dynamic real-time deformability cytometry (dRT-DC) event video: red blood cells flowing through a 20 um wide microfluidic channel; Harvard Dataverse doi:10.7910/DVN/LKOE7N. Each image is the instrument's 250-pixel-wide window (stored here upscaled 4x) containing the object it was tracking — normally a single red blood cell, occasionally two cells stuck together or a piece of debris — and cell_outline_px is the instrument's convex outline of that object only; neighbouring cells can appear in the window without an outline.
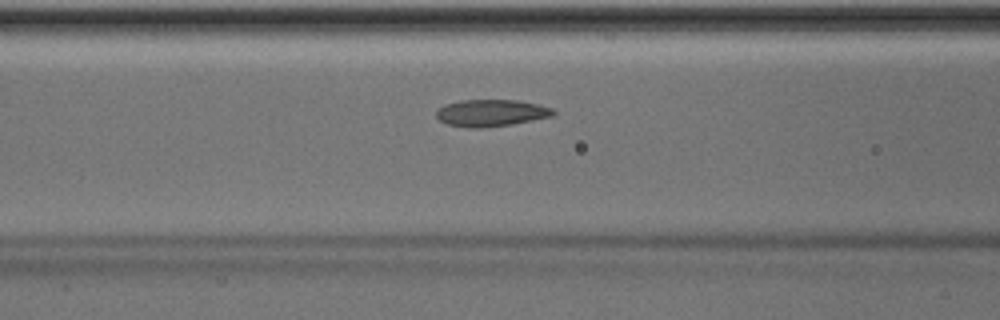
{"species": "Egyptian fruit bat (a non-hibernating species)", "species_latin": "Rousettus aegyptiacus", "temperature_condition": "room temperature", "stored_images_in_passage": 41, "camera_frame_rate_fps": 3000, "um_per_image_px": 0.085, "animal": {"sex": "male"}, "frame": {"image": 1, "passage_image": 11, "time_ms": 3.333, "image_size_px": [1000, 320], "cell_outline_px": [[556, 112], [552, 116], [512, 124], [480, 128], [468, 128], [448, 124], [440, 120], [436, 116], [436, 112], [444, 104], [460, 100], [516, 100], [540, 104], [552, 108]], "centroid_in_image_um": [41.75, 9.59], "position_along_channel_um": 124.9, "area_um2": 18.32}}
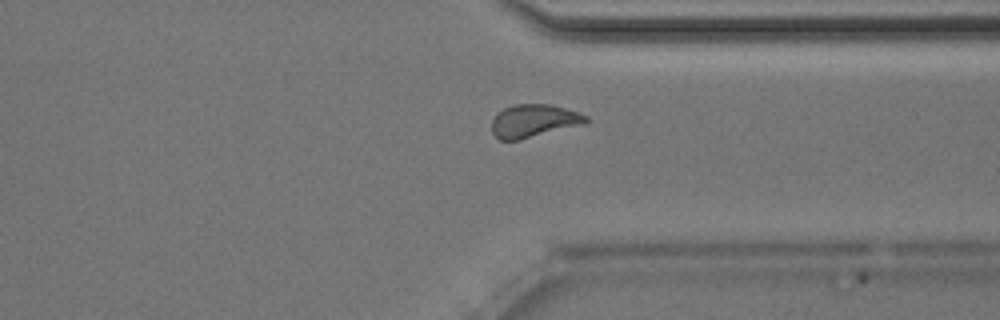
{"frame": {"image": 2, "passage_image": 29, "time_ms": 9.333, "image_size_px": [1000, 320], "cell_outline_px": [[588, 120], [584, 124], [520, 140], [500, 140], [492, 132], [492, 120], [496, 112], [512, 104], [548, 104], [580, 112], [588, 116]], "centroid_in_image_um": [45.36, 10.27], "position_along_channel_um": 366.0, "area_um2": 18.21}}
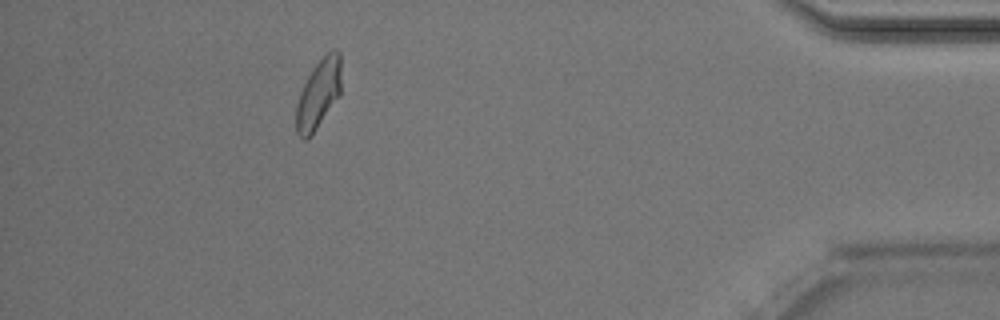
{"frame": {"image": 3, "passage_image": 36, "time_ms": 11.667, "image_size_px": [1000, 320], "cell_outline_px": [[340, 92], [312, 136], [308, 140], [304, 140], [296, 132], [296, 108], [300, 92], [308, 76], [316, 64], [332, 48], [336, 48], [340, 52]], "centroid_in_image_um": [27.06, 8.0], "position_along_channel_um": 408.1, "area_um2": 17.86}, "authors_computed_cell_mechanics": {"area_um2": 18.1492, "velocity_mm_per_s": 4.0202, "shape_relaxation_time_tau1_ms": 2.6814, "shape_relaxation_time_tau2_ms": 1.065, "deformation_change_tau1": 0.1067, "deformation_change_tau2": 0.0678}}